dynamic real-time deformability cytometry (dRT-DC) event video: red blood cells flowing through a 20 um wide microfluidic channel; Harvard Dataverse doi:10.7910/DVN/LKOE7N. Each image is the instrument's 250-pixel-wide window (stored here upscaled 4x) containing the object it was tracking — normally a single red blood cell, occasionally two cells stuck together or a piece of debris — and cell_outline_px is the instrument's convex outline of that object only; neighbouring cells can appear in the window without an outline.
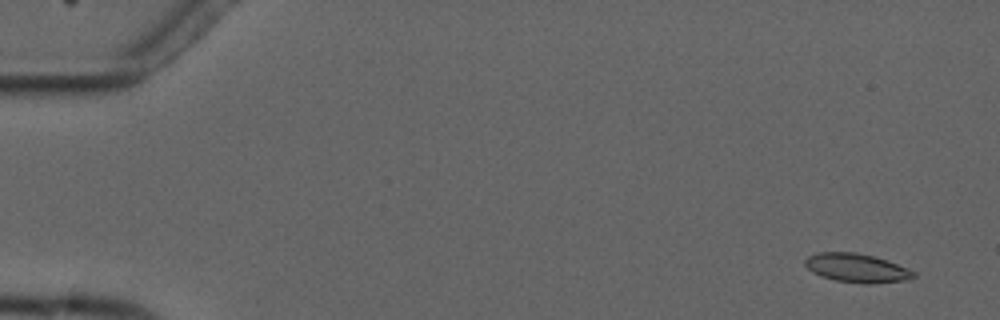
{"species": "common noctule bat (a hibernating species)", "species_latin": "Nyctalus noctula", "temperature_condition": "cold", "stored_images_in_passage": 5, "camera_frame_rate_fps": 3000, "um_per_image_px": 0.085, "animal": {"sex": "male", "forearm_length_mm": 52.5}, "frame": {"image": 1, "passage_image": 1, "time_ms": 0.0, "image_size_px": [1000, 320], "cell_outline_px": [[916, 276], [908, 280], [868, 284], [864, 284], [836, 280], [820, 276], [812, 272], [804, 264], [804, 260], [808, 256], [820, 252], [856, 252], [888, 260], [908, 268], [916, 272]], "centroid_in_image_um": [72.84, 22.78], "position_along_channel_um": 12.2, "area_um2": 18.32}}